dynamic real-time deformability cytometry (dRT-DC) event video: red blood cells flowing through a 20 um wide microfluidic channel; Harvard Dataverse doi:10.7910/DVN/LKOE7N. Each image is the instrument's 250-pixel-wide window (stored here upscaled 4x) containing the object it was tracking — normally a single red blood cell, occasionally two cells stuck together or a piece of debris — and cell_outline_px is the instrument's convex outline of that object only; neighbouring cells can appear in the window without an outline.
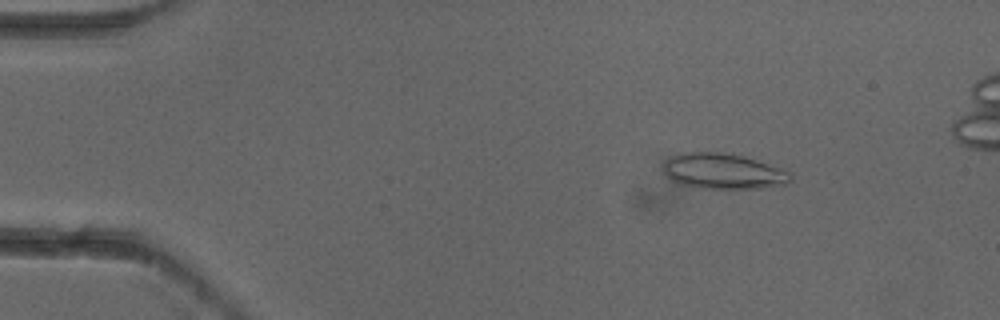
{"species": "common noctule bat (a hibernating species)", "species_latin": "Nyctalus noctula", "temperature_condition": "cold", "stored_images_in_passage": 6, "camera_frame_rate_fps": 3000, "um_per_image_px": 0.085, "animal": {"sex": "female"}, "frame": {"image": 1, "passage_image": 3, "time_ms": 0.667, "image_size_px": [1000, 320], "cell_outline_px": [[792, 176], [784, 184], [760, 188], [704, 188], [680, 184], [672, 180], [664, 172], [664, 160], [672, 156], [684, 152], [724, 152], [744, 156], [792, 172]], "centroid_in_image_um": [61.45, 14.54], "position_along_channel_um": 23.5, "area_um2": 26.13}}